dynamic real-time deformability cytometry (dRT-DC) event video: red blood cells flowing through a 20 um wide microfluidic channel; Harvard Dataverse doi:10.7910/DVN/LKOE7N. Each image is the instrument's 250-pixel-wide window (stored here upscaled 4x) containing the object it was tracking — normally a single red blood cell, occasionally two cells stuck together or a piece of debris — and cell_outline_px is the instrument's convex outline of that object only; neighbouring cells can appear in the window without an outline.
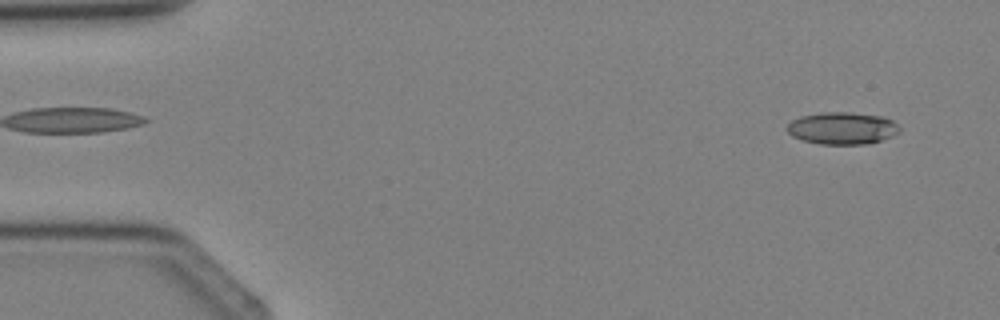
{"species": "Egyptian fruit bat (a non-hibernating species)", "species_latin": "Rousettus aegyptiacus", "temperature_condition": "cold", "stored_images_in_passage": 3, "camera_frame_rate_fps": 3000, "um_per_image_px": 0.085, "animal": {"sex": "female"}, "frame": {"image": 1, "passage_image": 3, "time_ms": 2.333, "image_size_px": [1000, 320], "cell_outline_px": [[900, 132], [892, 136], [868, 144], [820, 144], [804, 140], [792, 136], [784, 128], [792, 120], [800, 116], [820, 112], [852, 112], [884, 116], [892, 120], [900, 128]], "centroid_in_image_um": [71.59, 10.88], "position_along_channel_um": 13.4, "area_um2": 21.27}}